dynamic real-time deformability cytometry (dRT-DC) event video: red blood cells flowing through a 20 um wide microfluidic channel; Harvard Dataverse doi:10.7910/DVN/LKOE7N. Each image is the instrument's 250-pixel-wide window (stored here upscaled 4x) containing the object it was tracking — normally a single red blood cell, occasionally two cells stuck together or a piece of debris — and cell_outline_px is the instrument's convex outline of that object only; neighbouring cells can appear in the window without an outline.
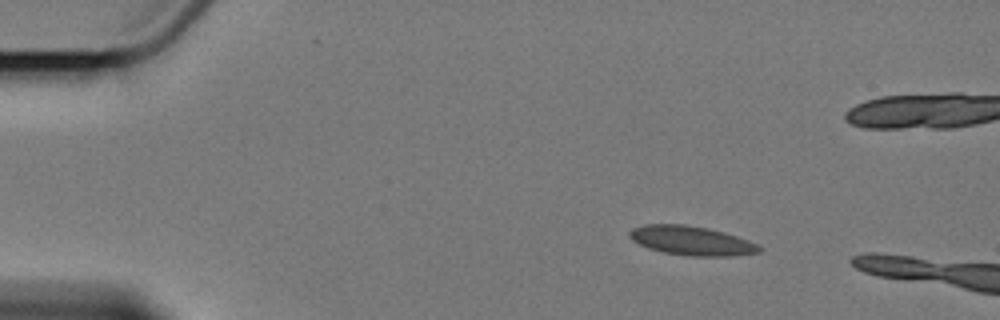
{"species": "Egyptian fruit bat (a non-hibernating species)", "species_latin": "Rousettus aegyptiacus", "temperature_condition": "cold", "stored_images_in_passage": 5, "camera_frame_rate_fps": 3000, "um_per_image_px": 0.085, "animal": {"sex": "female"}, "frame": {"image": 1, "passage_image": 3, "time_ms": 2.333, "image_size_px": [1000, 320], "cell_outline_px": [[760, 252], [732, 256], [692, 256], [664, 252], [648, 248], [632, 240], [628, 236], [628, 232], [632, 228], [644, 224], [684, 224], [708, 228], [724, 232], [748, 240], [756, 244], [760, 248]], "centroid_in_image_um": [58.73, 20.44], "position_along_channel_um": 26.3, "area_um2": 21.96}}